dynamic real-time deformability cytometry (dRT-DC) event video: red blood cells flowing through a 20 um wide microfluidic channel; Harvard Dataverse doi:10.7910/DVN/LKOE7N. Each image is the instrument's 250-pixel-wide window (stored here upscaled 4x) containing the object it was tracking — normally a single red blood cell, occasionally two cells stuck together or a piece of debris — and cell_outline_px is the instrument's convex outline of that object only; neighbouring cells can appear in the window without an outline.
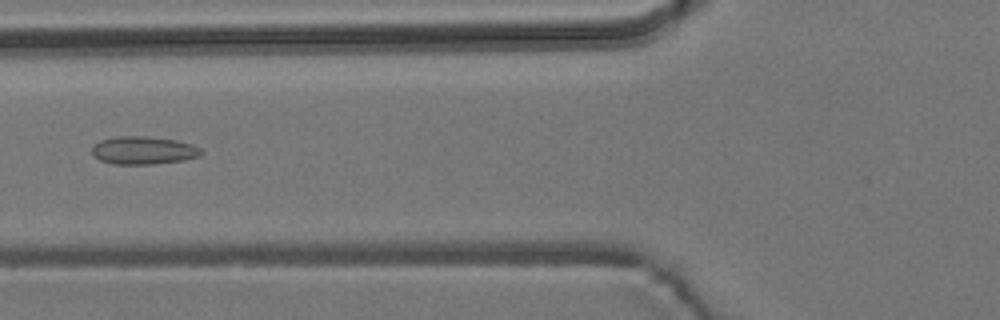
{"species": "common noctule bat (a hibernating species)", "species_latin": "Nyctalus noctula", "temperature_condition": "room temperature", "stored_images_in_passage": 5, "camera_frame_rate_fps": 3000, "um_per_image_px": 0.085, "animal": {"sex": "male", "body_mass_g": 19.2, "forearm_length_mm": 51.8}, "frame": {"image": 1, "passage_image": 5, "time_ms": 4.667, "image_size_px": [1000, 320], "cell_outline_px": [[204, 152], [200, 156], [184, 160], [152, 164], [112, 164], [100, 160], [92, 152], [92, 148], [100, 140], [116, 136], [144, 136], [176, 140], [192, 144], [200, 148]], "centroid_in_image_um": [12.22, 12.78], "position_along_channel_um": 113.6, "area_um2": 17.74}}